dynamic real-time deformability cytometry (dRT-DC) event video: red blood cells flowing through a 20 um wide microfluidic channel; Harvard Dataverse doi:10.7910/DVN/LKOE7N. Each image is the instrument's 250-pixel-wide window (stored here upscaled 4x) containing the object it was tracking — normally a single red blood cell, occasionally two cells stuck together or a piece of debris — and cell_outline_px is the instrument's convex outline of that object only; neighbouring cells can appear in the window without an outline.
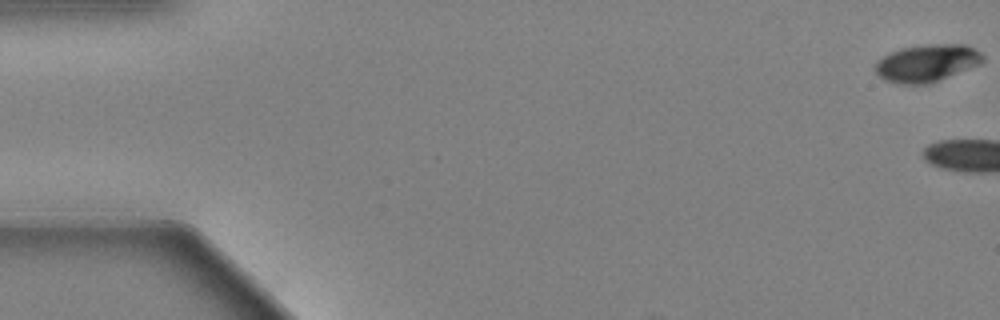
{"species": "Egyptian fruit bat (a non-hibernating species)", "species_latin": "Rousettus aegyptiacus", "temperature_condition": "warm", "stored_images_in_passage": 5, "camera_frame_rate_fps": 3000, "um_per_image_px": 0.085, "animal": {"sex": "female"}, "frame": {"image": 1, "passage_image": 1, "time_ms": 0.0, "image_size_px": [1000, 320], "cell_outline_px": [[984, 60], [980, 64], [928, 84], [900, 84], [884, 80], [872, 68], [876, 60], [900, 48], [928, 44], [964, 44], [976, 48], [984, 56]], "centroid_in_image_um": [78.77, 5.35], "position_along_channel_um": 6.2, "area_um2": 23.52}}